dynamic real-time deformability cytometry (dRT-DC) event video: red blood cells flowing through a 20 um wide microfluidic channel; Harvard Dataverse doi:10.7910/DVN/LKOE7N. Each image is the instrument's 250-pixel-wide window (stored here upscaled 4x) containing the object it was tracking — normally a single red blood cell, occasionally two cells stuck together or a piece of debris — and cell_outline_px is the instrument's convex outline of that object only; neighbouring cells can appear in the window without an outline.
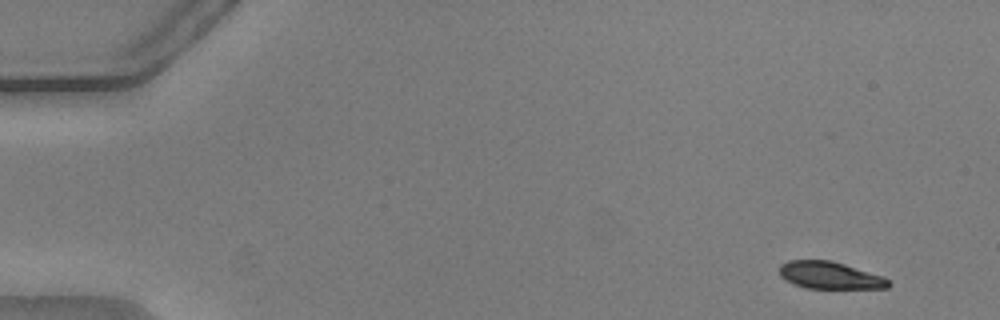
{"species": "common noctule bat (a hibernating species)", "species_latin": "Nyctalus noctula", "temperature_condition": "warm", "stored_images_in_passage": 53, "camera_frame_rate_fps": 3000, "um_per_image_px": 0.085, "animal": {"sex": "male", "body_mass_g": 20.5, "forearm_length_mm": 52.5}, "frame": {"image": 1, "passage_image": 3, "time_ms": 0.667, "image_size_px": [1000, 320], "cell_outline_px": [[892, 284], [888, 288], [804, 288], [792, 284], [784, 280], [780, 276], [780, 264], [788, 260], [832, 260], [884, 276]], "centroid_in_image_um": [70.53, 23.4], "position_along_channel_um": 14.5, "area_um2": 17.51}}
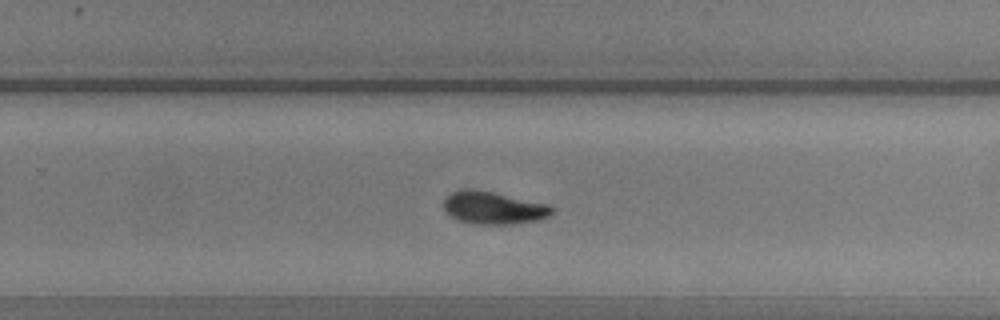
{"frame": {"image": 2, "passage_image": 35, "time_ms": 11.333, "image_size_px": [1000, 320], "cell_outline_px": [[556, 208], [548, 216], [540, 220], [512, 224], [472, 224], [456, 220], [448, 216], [444, 208], [444, 196], [460, 188], [468, 188], [492, 192], [548, 204]], "centroid_in_image_um": [41.9, 17.67], "position_along_channel_um": 287.9, "area_um2": 20.87}}
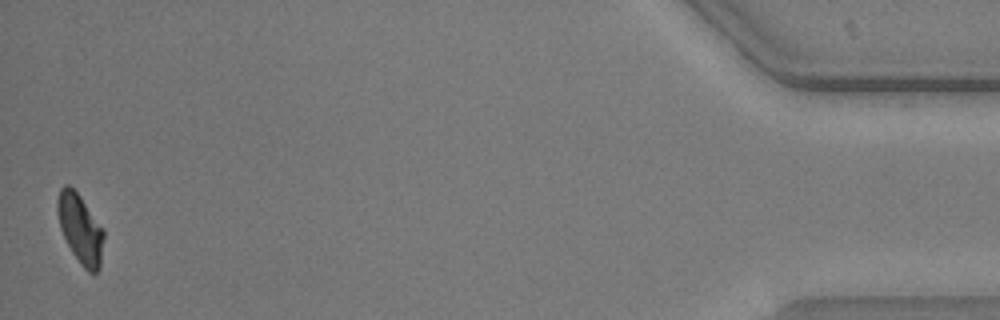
{"frame": {"image": 3, "passage_image": 53, "time_ms": 17.333, "image_size_px": [1000, 320], "cell_outline_px": [[104, 236], [100, 268], [96, 272], [88, 272], [80, 264], [72, 252], [60, 228], [56, 208], [56, 200], [60, 188], [64, 184], [68, 184], [80, 196], [104, 228]], "centroid_in_image_um": [6.82, 19.43], "position_along_channel_um": 428.4, "area_um2": 18.79}, "authors_computed_cell_mechanics": {"area_um2": 19.7676, "velocity_mm_per_s": 3.7676, "shape_relaxation_time_tau1_ms": 2.1053, "shape_relaxation_time_tau2_ms": 4.1308, "deformation_change_tau1": 0.1344, "deformation_change_tau2": 0.0858}}